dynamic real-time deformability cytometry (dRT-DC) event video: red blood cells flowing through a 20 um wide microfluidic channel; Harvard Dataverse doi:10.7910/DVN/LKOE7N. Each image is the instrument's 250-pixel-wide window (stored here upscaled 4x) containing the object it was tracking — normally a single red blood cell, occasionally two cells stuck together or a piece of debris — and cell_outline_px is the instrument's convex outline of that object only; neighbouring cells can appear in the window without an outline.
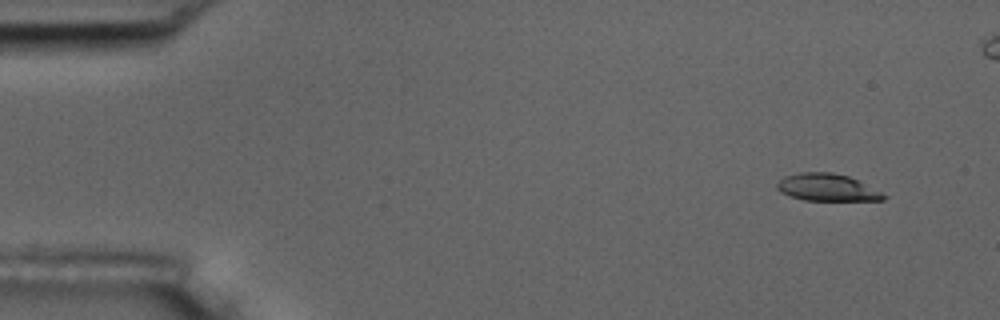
{"species": "common noctule bat (a hibernating species)", "species_latin": "Nyctalus noctula", "temperature_condition": "room temperature", "stored_images_in_passage": 5, "camera_frame_rate_fps": 3000, "um_per_image_px": 0.085, "animal": {"sex": "male", "body_mass_g": 17.5, "forearm_length_mm": 52.3}, "frame": {"image": 1, "passage_image": 1, "time_ms": 0.0, "image_size_px": [1000, 320], "cell_outline_px": [[888, 196], [884, 200], [804, 200], [780, 192], [776, 188], [776, 184], [784, 176], [800, 172], [832, 172], [848, 176]], "centroid_in_image_um": [70.26, 15.93], "position_along_channel_um": 14.7, "area_um2": 16.65}}